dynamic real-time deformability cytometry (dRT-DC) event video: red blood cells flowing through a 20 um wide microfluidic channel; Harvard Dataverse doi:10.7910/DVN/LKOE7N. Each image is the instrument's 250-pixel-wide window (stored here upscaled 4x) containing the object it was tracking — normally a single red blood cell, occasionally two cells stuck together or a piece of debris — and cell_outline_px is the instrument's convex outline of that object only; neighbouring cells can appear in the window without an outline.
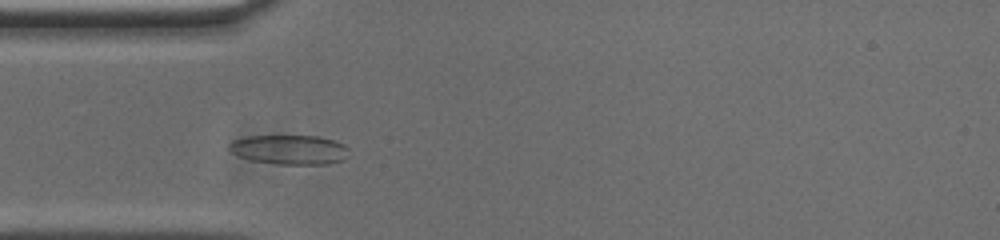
{"species": "common noctule bat (a hibernating species)", "species_latin": "Nyctalus noctula", "temperature_condition": "cold", "stored_images_in_passage": 49, "camera_frame_rate_fps": 3000, "um_per_image_px": 0.085, "animal": {"sex": "male", "body_mass_g": 20.0, "forearm_length_mm": 53.3}, "frame": {"image": 1, "passage_image": 11, "time_ms": 3.333, "image_size_px": [1000, 240], "cell_outline_px": [[348, 148], [344, 160], [328, 164], [276, 164], [252, 160], [240, 156], [232, 152], [228, 148], [228, 144], [232, 140], [248, 136], [320, 136], [344, 144]], "centroid_in_image_um": [24.6, 12.72], "position_along_channel_um": 60.4, "area_um2": 20.52}}
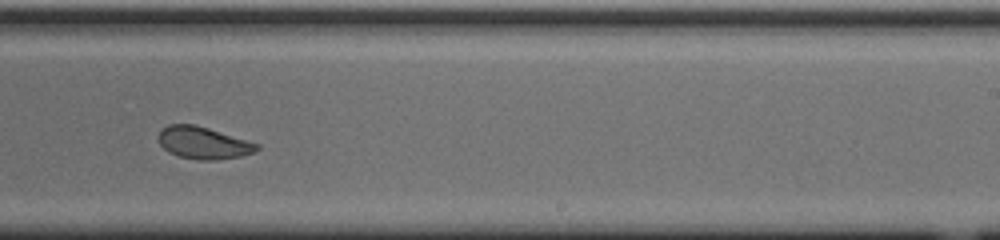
{"frame": {"image": 2, "passage_image": 28, "time_ms": 9.0, "image_size_px": [1000, 240], "cell_outline_px": [[260, 148], [252, 152], [240, 156], [212, 160], [200, 160], [180, 156], [168, 152], [160, 144], [156, 136], [160, 128], [168, 124], [196, 124], [260, 144]], "centroid_in_image_um": [17.23, 12.12], "position_along_channel_um": 271.8, "area_um2": 18.5}}
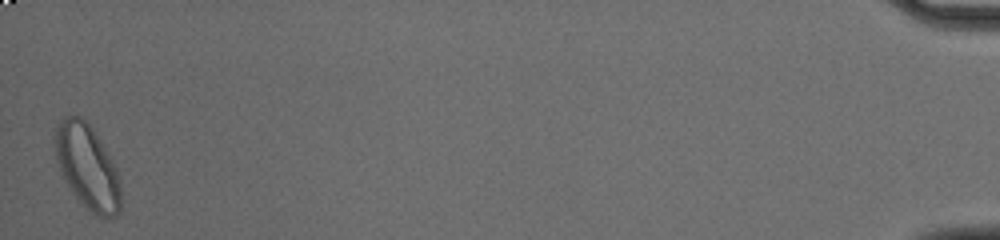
{"frame": {"image": 3, "passage_image": 49, "time_ms": 16.0, "image_size_px": [1000, 240], "cell_outline_px": [[120, 212], [116, 216], [96, 216], [80, 200], [68, 184], [60, 168], [56, 156], [52, 136], [56, 124], [64, 116], [80, 116], [92, 128], [100, 140], [112, 160], [116, 168], [120, 184]], "centroid_in_image_um": [7.41, 14.12], "position_along_channel_um": 427.8, "area_um2": 31.91}, "authors_computed_cell_mechanics": {"area_um2": 19.5364, "velocity_mm_per_s": 3.7295, "shape_relaxation_time_tau1_ms": 7.0674, "shape_relaxation_time_tau2_ms": 2.126, "deformation_change_tau1": 0.1443, "deformation_change_tau2": 0.0685}}